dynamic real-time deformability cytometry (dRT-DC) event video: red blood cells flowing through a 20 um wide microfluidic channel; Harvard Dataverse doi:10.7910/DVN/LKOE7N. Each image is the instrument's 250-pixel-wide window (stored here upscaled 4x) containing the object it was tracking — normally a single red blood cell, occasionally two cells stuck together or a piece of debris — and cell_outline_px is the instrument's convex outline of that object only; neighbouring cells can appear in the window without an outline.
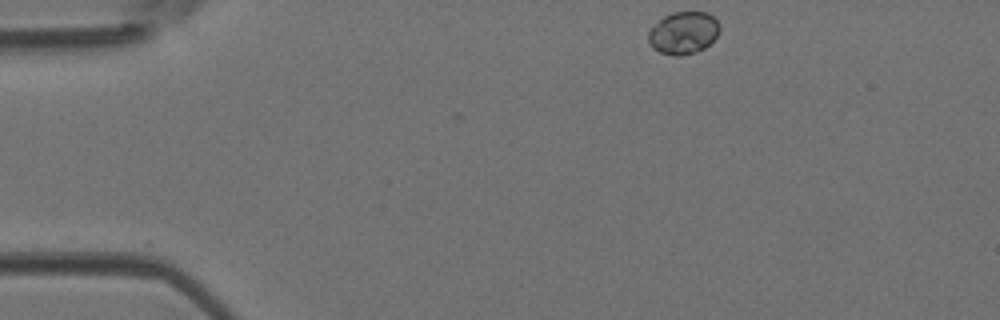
{"species": "Egyptian fruit bat (a non-hibernating species)", "species_latin": "Rousettus aegyptiacus", "temperature_condition": "room temperature", "stored_images_in_passage": 12, "camera_frame_rate_fps": 3000, "um_per_image_px": 0.085, "animal": {"sex": "female"}, "frame": {"image": 1, "passage_image": 1, "time_ms": 0.0, "image_size_px": [1000, 320], "cell_outline_px": [[720, 32], [704, 48], [696, 52], [680, 56], [676, 56], [660, 52], [652, 48], [648, 44], [648, 32], [664, 16], [672, 12], [708, 12], [720, 24]], "centroid_in_image_um": [58.09, 2.8], "position_along_channel_um": 26.9, "area_um2": 17.57}}